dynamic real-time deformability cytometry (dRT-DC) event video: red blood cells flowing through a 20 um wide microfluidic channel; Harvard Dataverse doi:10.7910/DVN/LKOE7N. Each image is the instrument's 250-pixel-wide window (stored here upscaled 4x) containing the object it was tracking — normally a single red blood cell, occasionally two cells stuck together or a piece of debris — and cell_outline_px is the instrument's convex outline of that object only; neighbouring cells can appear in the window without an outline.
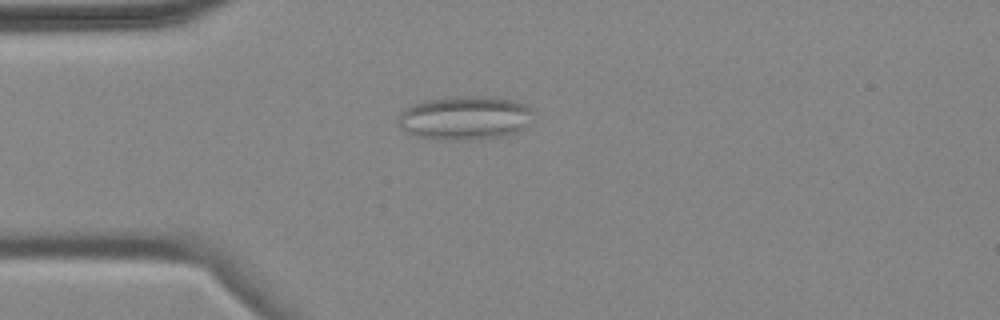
{"species": "common noctule bat (a hibernating species)", "species_latin": "Nyctalus noctula", "temperature_condition": "cold", "stored_images_in_passage": 4, "camera_frame_rate_fps": 3000, "um_per_image_px": 0.085, "animal": {"sex": "female", "body_mass_g": 18.4}, "frame": {"image": 1, "passage_image": 4, "time_ms": 5.333, "image_size_px": [1000, 320], "cell_outline_px": [[532, 112], [528, 124], [524, 128], [516, 132], [500, 136], [472, 140], [448, 140], [416, 136], [400, 128], [400, 112], [404, 108], [424, 100], [456, 96], [496, 96], [512, 100], [524, 104], [532, 108]], "centroid_in_image_um": [39.53, 10.01], "position_along_channel_um": 45.5, "area_um2": 34.51}}